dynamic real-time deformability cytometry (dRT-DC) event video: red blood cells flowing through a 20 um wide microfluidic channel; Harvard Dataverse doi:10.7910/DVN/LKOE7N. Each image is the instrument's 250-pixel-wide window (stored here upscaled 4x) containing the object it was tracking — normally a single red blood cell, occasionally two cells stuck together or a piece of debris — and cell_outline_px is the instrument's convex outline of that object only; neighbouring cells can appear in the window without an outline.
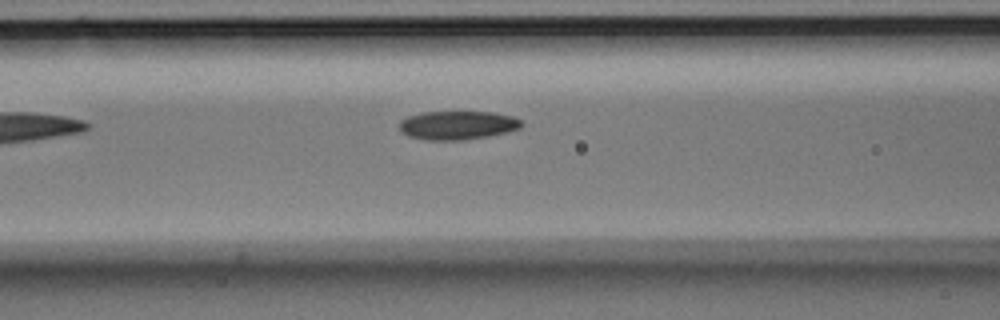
{"species": "Egyptian fruit bat (a non-hibernating species)", "species_latin": "Rousettus aegyptiacus", "temperature_condition": "room temperature", "stored_images_in_passage": 6, "camera_frame_rate_fps": 3000, "um_per_image_px": 0.085, "animal": {"sex": "male"}, "frame": {"image": 1, "passage_image": 6, "time_ms": 1.667, "image_size_px": [1000, 320], "cell_outline_px": [[524, 124], [520, 128], [508, 132], [488, 136], [464, 140], [428, 140], [408, 136], [400, 132], [400, 120], [408, 116], [424, 112], [492, 112], [512, 116], [520, 120]], "centroid_in_image_um": [38.89, 10.65], "position_along_channel_um": 127.7, "area_um2": 20.46}}